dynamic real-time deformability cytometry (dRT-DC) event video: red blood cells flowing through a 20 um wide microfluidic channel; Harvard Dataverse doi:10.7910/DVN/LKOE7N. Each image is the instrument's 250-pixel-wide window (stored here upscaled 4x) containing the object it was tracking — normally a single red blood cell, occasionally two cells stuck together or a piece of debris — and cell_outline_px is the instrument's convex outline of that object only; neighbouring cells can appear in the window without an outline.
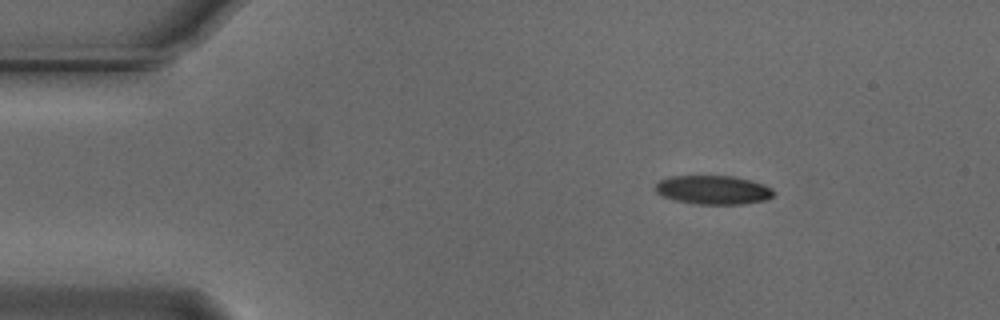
{"species": "Egyptian fruit bat (a non-hibernating species)", "species_latin": "Rousettus aegyptiacus", "temperature_condition": "cold", "stored_images_in_passage": 37, "camera_frame_rate_fps": 3000, "um_per_image_px": 0.085, "animal": {"sex": "male"}, "frame": {"image": 1, "passage_image": 7, "time_ms": 2.0, "image_size_px": [1000, 320], "cell_outline_px": [[776, 192], [768, 200], [744, 204], [696, 204], [672, 200], [656, 192], [656, 184], [660, 180], [672, 176], [732, 176], [752, 180], [764, 184], [772, 188]], "centroid_in_image_um": [60.67, 16.15], "position_along_channel_um": 24.3, "area_um2": 20.06}}
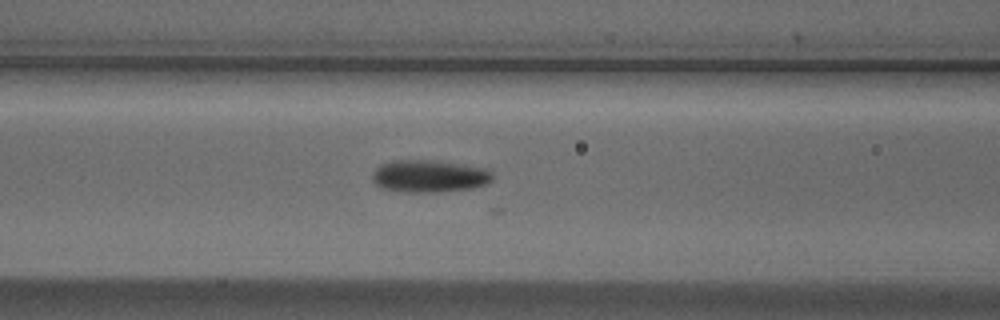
{"frame": {"image": 2, "passage_image": 21, "time_ms": 6.667, "image_size_px": [1000, 320], "cell_outline_px": [[492, 180], [488, 184], [472, 188], [440, 192], [404, 192], [380, 188], [372, 180], [372, 172], [380, 164], [392, 160], [436, 160], [484, 168], [492, 172]], "centroid_in_image_um": [36.46, 14.97], "position_along_channel_um": 130.1, "area_um2": 22.89}}
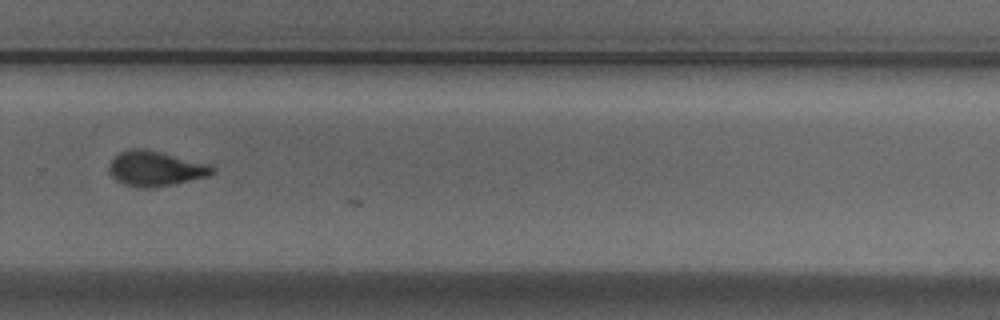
{"frame": {"image": 3, "passage_image": 36, "time_ms": 11.667, "image_size_px": [1000, 320], "cell_outline_px": [[212, 172], [208, 176], [172, 184], [144, 188], [140, 188], [124, 184], [116, 180], [108, 172], [108, 164], [120, 152], [132, 148], [140, 148], [160, 152], [208, 164], [212, 168]], "centroid_in_image_um": [13.14, 14.33], "position_along_channel_um": 316.7, "area_um2": 20.58}}